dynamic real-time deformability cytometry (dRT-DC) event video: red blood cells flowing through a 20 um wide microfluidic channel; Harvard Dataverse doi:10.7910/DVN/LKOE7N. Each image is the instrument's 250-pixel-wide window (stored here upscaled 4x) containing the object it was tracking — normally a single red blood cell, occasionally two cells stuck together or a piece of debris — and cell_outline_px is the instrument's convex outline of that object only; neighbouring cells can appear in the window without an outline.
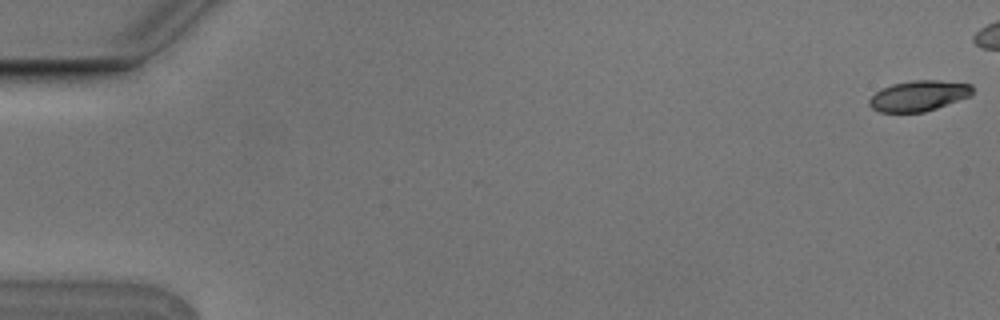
{"species": "Egyptian fruit bat (a non-hibernating species)", "species_latin": "Rousettus aegyptiacus", "temperature_condition": "cold", "stored_images_in_passage": 10, "camera_frame_rate_fps": 3000, "um_per_image_px": 0.085, "animal": {"sex": "male"}, "frame": {"image": 1, "passage_image": 1, "time_ms": 0.0, "image_size_px": [1000, 320], "cell_outline_px": [[972, 96], [924, 112], [880, 112], [872, 108], [868, 104], [868, 100], [876, 92], [892, 84], [912, 80], [940, 80], [972, 84]], "centroid_in_image_um": [78.11, 8.14], "position_along_channel_um": 6.9, "area_um2": 18.38}}
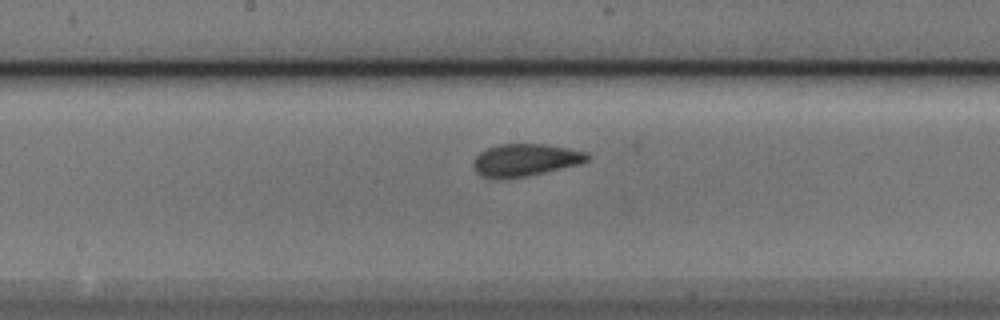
{"frame": {"image": 2, "passage_image": 10, "time_ms": 3.0, "image_size_px": [1000, 320], "cell_outline_px": [[592, 156], [588, 160], [576, 164], [528, 176], [496, 180], [480, 176], [476, 172], [472, 164], [476, 156], [480, 152], [488, 148], [500, 144], [544, 144], [568, 148], [588, 152]], "centroid_in_image_um": [44.61, 13.61], "position_along_channel_um": 203.6, "area_um2": 21.56}}